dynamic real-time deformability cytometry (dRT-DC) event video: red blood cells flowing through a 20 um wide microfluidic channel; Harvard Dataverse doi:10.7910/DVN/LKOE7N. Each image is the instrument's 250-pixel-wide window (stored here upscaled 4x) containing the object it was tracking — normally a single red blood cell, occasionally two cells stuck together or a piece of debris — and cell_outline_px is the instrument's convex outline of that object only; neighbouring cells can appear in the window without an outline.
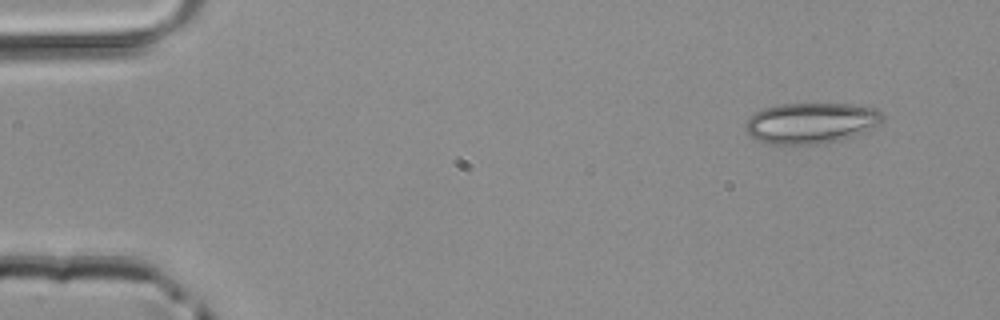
{"species": "common noctule bat (a hibernating species)", "species_latin": "Nyctalus noctula", "temperature_condition": "room temperature", "stored_images_in_passage": 12, "camera_frame_rate_fps": 3000, "um_per_image_px": 0.085, "animal": {"sex": "male", "body_mass_g": 20.4}, "frame": {"image": 1, "passage_image": 1, "time_ms": 0.0, "image_size_px": [1000, 320], "cell_outline_px": [[884, 120], [880, 124], [864, 132], [852, 136], [824, 144], [772, 144], [756, 140], [748, 136], [748, 120], [756, 112], [764, 108], [780, 104], [856, 104], [880, 108], [884, 112]], "centroid_in_image_um": [69.03, 10.45], "position_along_channel_um": 16.0, "area_um2": 32.77}}